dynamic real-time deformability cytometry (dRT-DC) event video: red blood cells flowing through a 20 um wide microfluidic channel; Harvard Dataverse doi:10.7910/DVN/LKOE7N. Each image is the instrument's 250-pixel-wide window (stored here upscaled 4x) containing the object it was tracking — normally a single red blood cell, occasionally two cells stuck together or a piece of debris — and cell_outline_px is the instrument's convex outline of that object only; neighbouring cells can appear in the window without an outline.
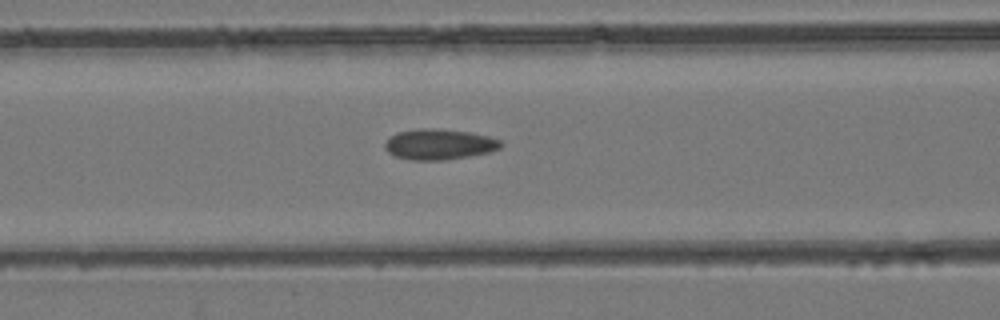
{"species": "common noctule bat (a hibernating species)", "species_latin": "Nyctalus noctula", "temperature_condition": "room temperature", "stored_images_in_passage": 26, "camera_frame_rate_fps": 3000, "um_per_image_px": 0.085, "animal": {"sex": "female", "body_mass_g": 24.6, "forearm_length_mm": 56.2}, "frame": {"image": 1, "passage_image": 8, "time_ms": 2.333, "image_size_px": [1000, 320], "cell_outline_px": [[504, 144], [500, 148], [492, 152], [444, 160], [408, 160], [396, 156], [388, 152], [384, 148], [384, 144], [388, 136], [396, 132], [420, 128], [436, 128], [468, 132], [488, 136], [500, 140]], "centroid_in_image_um": [37.31, 12.26], "position_along_channel_um": 129.3, "area_um2": 20.92}}
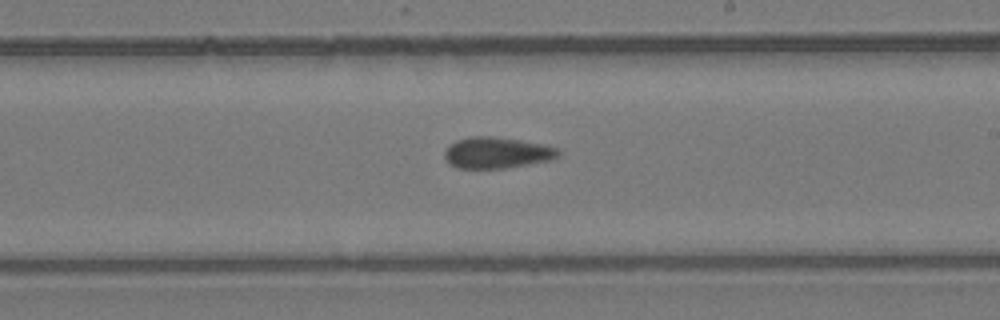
{"frame": {"image": 2, "passage_image": 16, "time_ms": 5.0, "image_size_px": [1000, 320], "cell_outline_px": [[560, 152], [552, 160], [504, 168], [456, 168], [448, 164], [444, 156], [444, 152], [456, 140], [472, 136], [488, 136], [520, 140], [544, 144], [560, 148]], "centroid_in_image_um": [42.24, 12.98], "position_along_channel_um": 246.8, "area_um2": 20.63}}
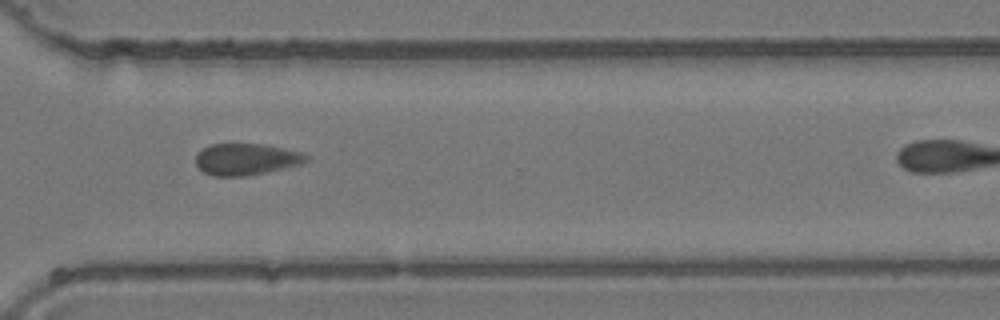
{"frame": {"image": 3, "passage_image": 23, "time_ms": 7.333, "image_size_px": [1000, 320], "cell_outline_px": [[308, 160], [300, 164], [264, 172], [244, 176], [212, 176], [204, 172], [196, 164], [196, 156], [204, 148], [212, 144], [264, 144], [284, 148], [300, 152], [308, 156]], "centroid_in_image_um": [20.91, 13.53], "position_along_channel_um": 349.7, "area_um2": 20.0}}